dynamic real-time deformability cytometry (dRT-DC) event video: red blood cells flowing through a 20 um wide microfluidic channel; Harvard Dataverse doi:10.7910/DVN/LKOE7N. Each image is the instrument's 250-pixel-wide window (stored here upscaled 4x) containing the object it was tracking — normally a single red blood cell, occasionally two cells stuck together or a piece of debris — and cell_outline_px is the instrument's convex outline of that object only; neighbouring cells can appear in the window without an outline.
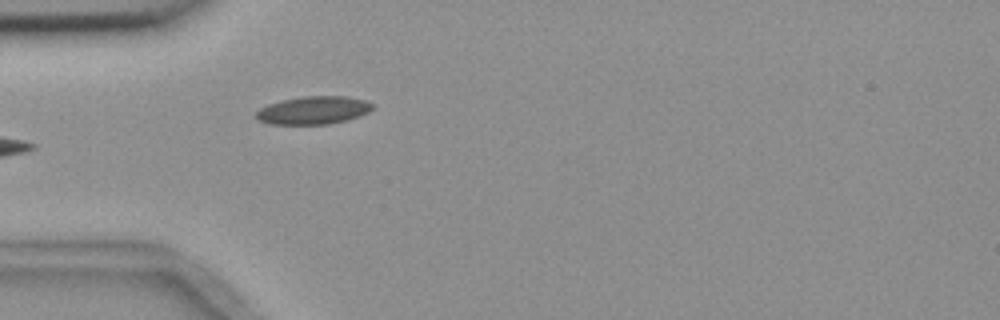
{"species": "common noctule bat (a hibernating species)", "species_latin": "Nyctalus noctula", "temperature_condition": "room temperature", "stored_images_in_passage": 4, "camera_frame_rate_fps": 3000, "um_per_image_px": 0.085, "animal": {"sex": "female", "body_mass_g": 18.4}, "frame": {"image": 1, "passage_image": 4, "time_ms": 4.0, "image_size_px": [1000, 320], "cell_outline_px": [[372, 108], [368, 112], [360, 116], [328, 124], [272, 124], [260, 120], [256, 116], [256, 112], [260, 108], [268, 104], [280, 100], [304, 96], [348, 96], [364, 100], [372, 104]], "centroid_in_image_um": [26.63, 9.36], "position_along_channel_um": 58.4, "area_um2": 18.79}}